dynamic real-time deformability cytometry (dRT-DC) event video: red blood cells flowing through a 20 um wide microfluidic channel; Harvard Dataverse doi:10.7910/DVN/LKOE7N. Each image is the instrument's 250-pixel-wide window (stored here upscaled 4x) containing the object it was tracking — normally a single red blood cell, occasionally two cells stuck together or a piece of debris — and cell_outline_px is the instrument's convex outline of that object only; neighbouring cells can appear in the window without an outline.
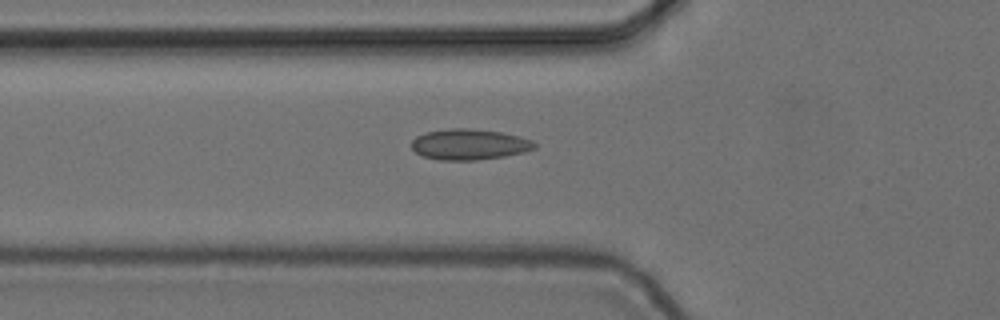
{"species": "common noctule bat (a hibernating species)", "species_latin": "Nyctalus noctula", "temperature_condition": "cold", "stored_images_in_passage": 31, "camera_frame_rate_fps": 3000, "um_per_image_px": 0.085, "animal": {"sex": "female", "body_mass_g": 24.6, "forearm_length_mm": 56.2}, "frame": {"image": 1, "passage_image": 2, "time_ms": 0.333, "image_size_px": [1000, 320], "cell_outline_px": [[536, 148], [524, 152], [504, 156], [476, 160], [440, 160], [424, 156], [416, 152], [412, 148], [412, 140], [416, 136], [428, 132], [452, 128], [472, 128], [500, 132], [520, 136], [532, 140], [536, 144]], "centroid_in_image_um": [39.91, 12.27], "position_along_channel_um": 85.9, "area_um2": 21.96}}
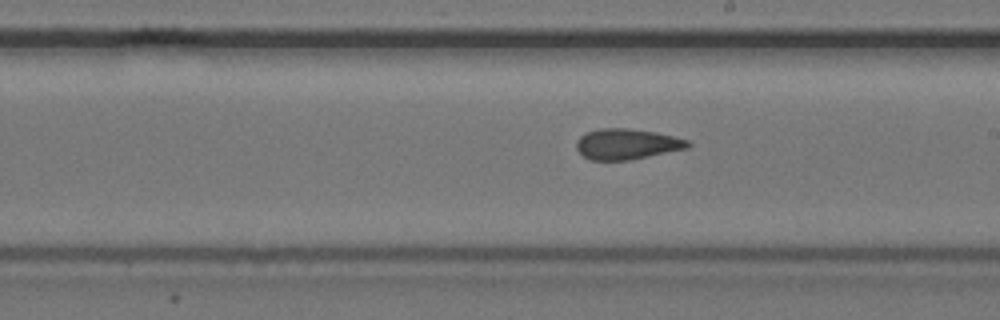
{"frame": {"image": 2, "passage_image": 14, "time_ms": 4.333, "image_size_px": [1000, 320], "cell_outline_px": [[692, 144], [688, 148], [632, 160], [588, 160], [576, 148], [576, 140], [580, 136], [588, 132], [600, 128], [628, 128], [656, 132], [688, 140]], "centroid_in_image_um": [53.28, 12.25], "position_along_channel_um": 235.7, "area_um2": 20.0}}
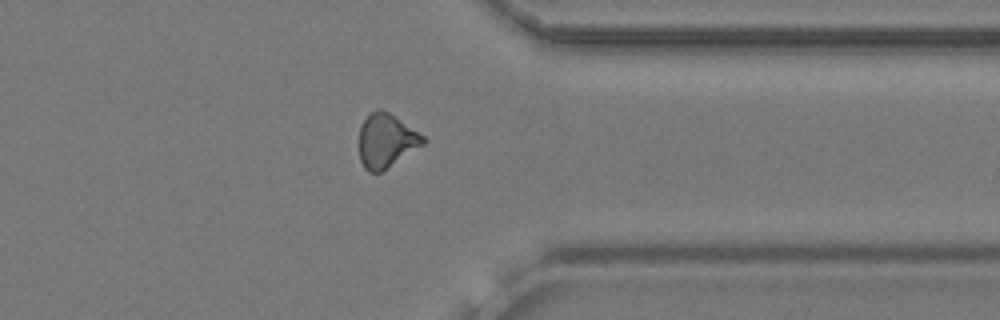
{"frame": {"image": 3, "passage_image": 26, "time_ms": 8.333, "image_size_px": [1000, 320], "cell_outline_px": [[428, 140], [424, 144], [380, 172], [368, 172], [364, 168], [360, 160], [360, 124], [372, 112], [380, 108], [388, 112], [424, 136]], "centroid_in_image_um": [32.82, 11.96], "position_along_channel_um": 378.6, "area_um2": 19.71}}